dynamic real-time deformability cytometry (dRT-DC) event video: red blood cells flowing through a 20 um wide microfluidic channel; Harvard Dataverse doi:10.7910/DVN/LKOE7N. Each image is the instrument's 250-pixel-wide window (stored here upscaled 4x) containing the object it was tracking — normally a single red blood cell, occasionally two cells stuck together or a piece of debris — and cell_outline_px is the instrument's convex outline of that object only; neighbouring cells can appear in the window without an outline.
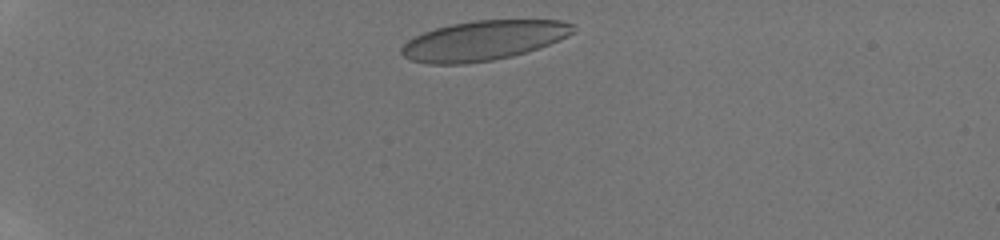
{"species": "human", "species_latin": "Homo sapiens", "temperature_condition": "room temperature", "stored_images_in_passage": 26, "camera_frame_rate_fps": 3000, "um_per_image_px": 0.085, "donor": {"sex": "male"}, "frame": {"image": 1, "passage_image": 1, "time_ms": 0.0, "image_size_px": [1000, 240], "cell_outline_px": [[572, 32], [568, 36], [548, 44], [512, 56], [492, 60], [464, 64], [428, 64], [412, 60], [404, 56], [400, 52], [400, 48], [408, 40], [424, 32], [436, 28], [452, 24], [476, 20], [560, 20], [572, 24]], "centroid_in_image_um": [41.05, 3.45], "position_along_channel_um": 44.0, "area_um2": 39.25}}
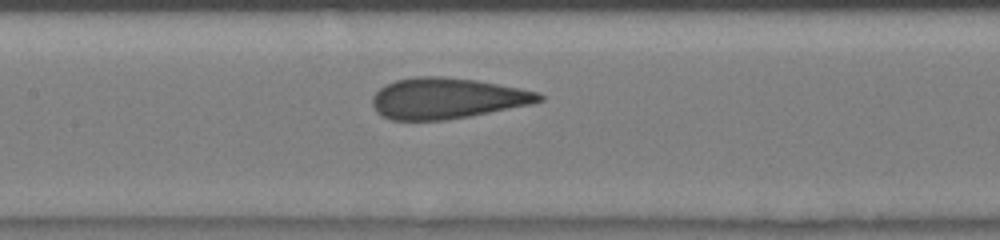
{"frame": {"image": 2, "passage_image": 10, "time_ms": 4.667, "image_size_px": [1000, 240], "cell_outline_px": [[544, 100], [532, 104], [448, 120], [392, 120], [380, 116], [376, 112], [372, 104], [372, 96], [380, 88], [396, 80], [416, 76], [444, 76], [476, 80], [520, 88], [536, 92], [544, 96]], "centroid_in_image_um": [37.97, 8.36], "position_along_channel_um": 169.4, "area_um2": 39.77}}
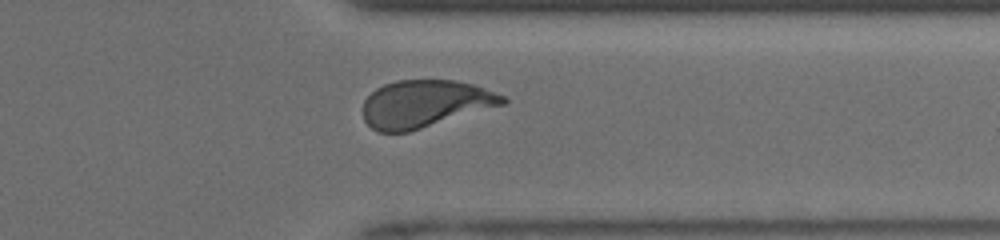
{"frame": {"image": 3, "passage_image": 20, "time_ms": 9.667, "image_size_px": [1000, 240], "cell_outline_px": [[508, 104], [408, 132], [376, 132], [364, 120], [364, 100], [376, 88], [384, 84], [396, 80], [456, 80], [472, 84], [484, 88], [504, 96], [508, 100]], "centroid_in_image_um": [36.15, 8.82], "position_along_channel_um": 375.3, "area_um2": 38.73}, "authors_computed_cell_mechanics": {"area_um2": 39.6219, "velocity_mm_per_s": 4.1172, "shape_relaxation_time_tau1_ms": 5.7467, "shape_relaxation_time_tau2_ms": null, "deformation_change_tau1": 0.1786, "deformation_change_tau2": null}}